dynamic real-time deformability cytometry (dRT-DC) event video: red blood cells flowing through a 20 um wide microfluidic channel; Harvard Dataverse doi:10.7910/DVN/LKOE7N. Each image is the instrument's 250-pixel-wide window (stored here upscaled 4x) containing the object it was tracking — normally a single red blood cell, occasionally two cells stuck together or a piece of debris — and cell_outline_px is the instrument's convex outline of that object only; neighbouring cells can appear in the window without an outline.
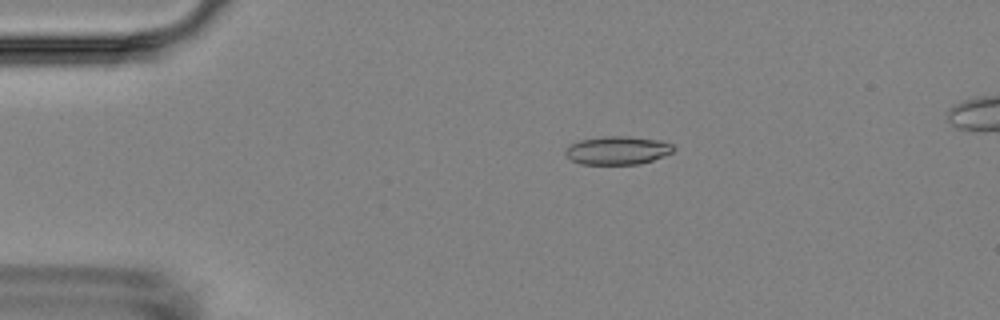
{"species": "Egyptian fruit bat (a non-hibernating species)", "species_latin": "Rousettus aegyptiacus", "temperature_condition": "room temperature", "stored_images_in_passage": 3, "camera_frame_rate_fps": 3000, "um_per_image_px": 0.085, "animal": {"sex": "female"}, "frame": {"image": 1, "passage_image": 1, "time_ms": 0.0, "image_size_px": [1000, 320], "cell_outline_px": [[676, 148], [672, 152], [664, 156], [640, 164], [580, 164], [572, 160], [564, 152], [572, 144], [580, 140], [604, 136], [628, 136], [656, 140], [672, 144]], "centroid_in_image_um": [52.51, 12.78], "position_along_channel_um": 32.5, "area_um2": 17.63}}